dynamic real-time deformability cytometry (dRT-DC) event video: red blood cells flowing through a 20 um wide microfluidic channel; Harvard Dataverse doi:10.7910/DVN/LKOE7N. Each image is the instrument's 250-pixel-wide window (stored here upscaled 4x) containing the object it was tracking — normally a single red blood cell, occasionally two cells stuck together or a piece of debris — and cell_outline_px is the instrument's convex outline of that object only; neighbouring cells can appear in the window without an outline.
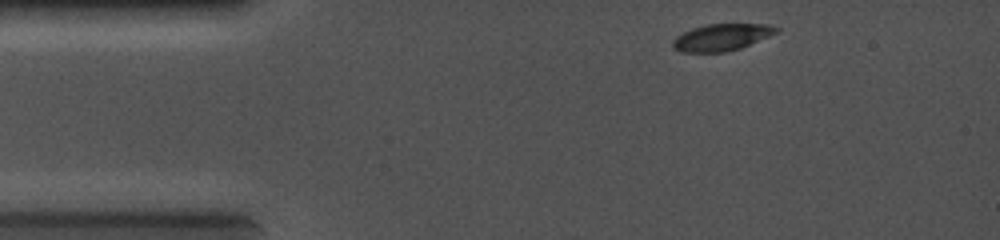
{"species": "common noctule bat (a hibernating species)", "species_latin": "Nyctalus noctula", "temperature_condition": "cold", "stored_images_in_passage": 25, "camera_frame_rate_fps": 5000, "um_per_image_px": 0.085, "animal": {"sex": "female", "body_mass_g": 19.0, "forearm_length_mm": 56.7}, "frame": {"image": 1, "passage_image": 1, "time_ms": 0.0, "image_size_px": [1000, 240], "cell_outline_px": [[780, 32], [740, 48], [724, 52], [680, 52], [672, 48], [672, 40], [676, 36], [692, 28], [708, 24], [768, 24], [780, 28]], "centroid_in_image_um": [61.34, 3.17], "position_along_channel_um": 23.7, "area_um2": 16.3}}
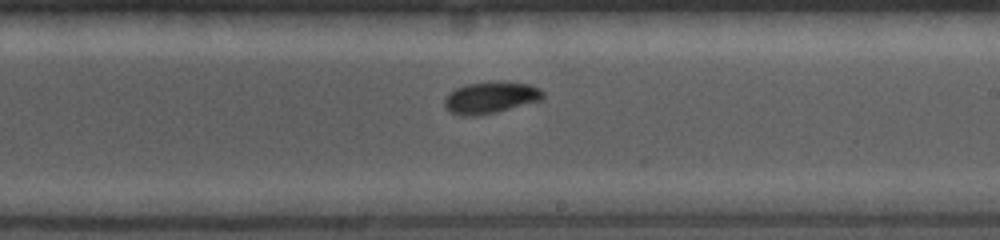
{"frame": {"image": 2, "passage_image": 14, "time_ms": 6.0, "image_size_px": [1000, 240], "cell_outline_px": [[544, 100], [480, 116], [460, 116], [448, 112], [444, 108], [444, 96], [448, 92], [464, 84], [532, 84], [540, 88], [544, 92]], "centroid_in_image_um": [41.66, 8.35], "position_along_channel_um": 247.3, "area_um2": 18.03}}
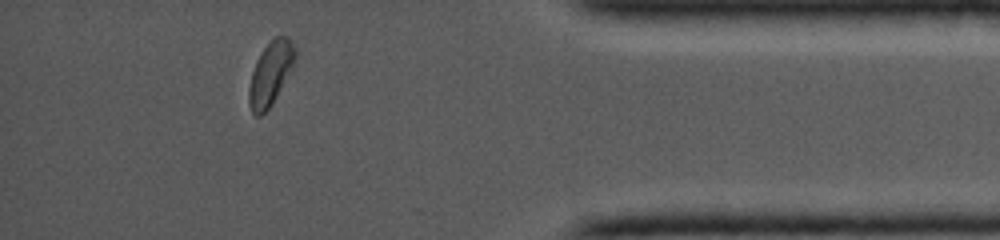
{"frame": {"image": 3, "passage_image": 23, "time_ms": 10.0, "image_size_px": [1000, 240], "cell_outline_px": [[296, 56], [292, 68], [272, 104], [260, 116], [256, 116], [252, 112], [248, 104], [248, 88], [252, 72], [256, 60], [264, 48], [276, 36], [288, 36], [296, 48]], "centroid_in_image_um": [22.99, 6.25], "position_along_channel_um": 412.2, "area_um2": 16.99}}